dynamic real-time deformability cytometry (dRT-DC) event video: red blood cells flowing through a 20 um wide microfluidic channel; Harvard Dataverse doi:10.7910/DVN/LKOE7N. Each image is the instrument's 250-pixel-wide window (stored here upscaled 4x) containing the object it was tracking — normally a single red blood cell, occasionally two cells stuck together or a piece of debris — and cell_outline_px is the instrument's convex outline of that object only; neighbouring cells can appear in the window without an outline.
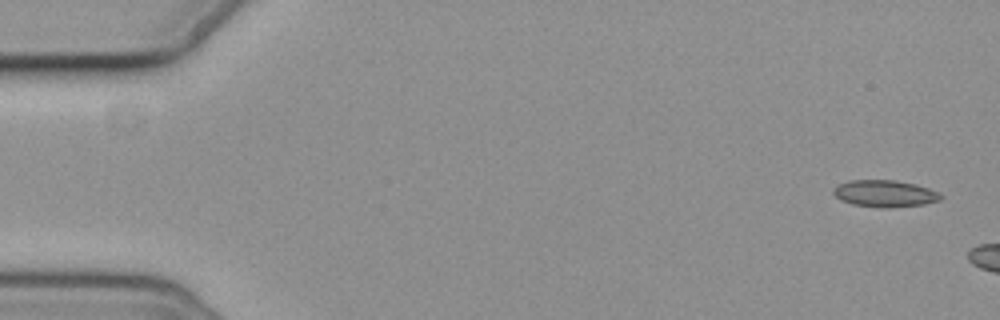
{"species": "common noctule bat (a hibernating species)", "species_latin": "Nyctalus noctula", "temperature_condition": "cold", "stored_images_in_passage": 3, "camera_frame_rate_fps": 3000, "um_per_image_px": 0.085, "animal": {"sex": "female", "body_mass_g": 19.3, "forearm_length_mm": 54.1}, "frame": {"image": 1, "passage_image": 1, "time_ms": 0.0, "image_size_px": [1000, 320], "cell_outline_px": [[944, 196], [940, 200], [924, 204], [888, 208], [852, 204], [840, 200], [832, 192], [832, 188], [836, 184], [848, 180], [896, 180], [916, 184], [940, 192]], "centroid_in_image_um": [75.2, 16.44], "position_along_channel_um": 9.8, "area_um2": 16.99}}